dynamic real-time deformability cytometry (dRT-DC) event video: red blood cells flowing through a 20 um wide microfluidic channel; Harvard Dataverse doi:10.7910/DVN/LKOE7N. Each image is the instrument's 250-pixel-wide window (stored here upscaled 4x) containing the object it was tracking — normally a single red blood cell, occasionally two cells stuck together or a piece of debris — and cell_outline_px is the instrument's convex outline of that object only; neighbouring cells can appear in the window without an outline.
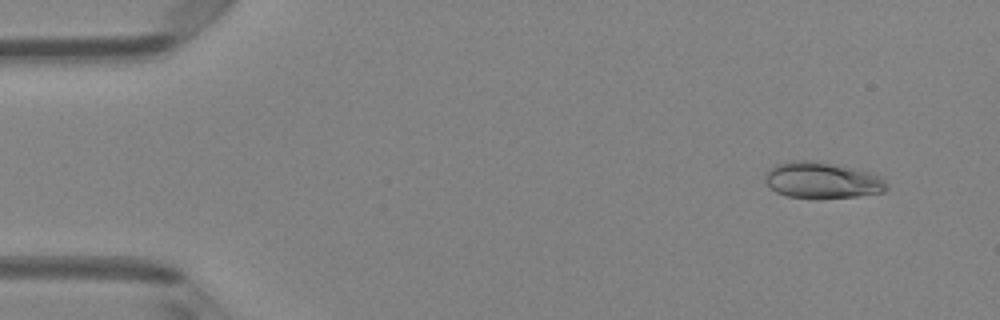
{"species": "Egyptian fruit bat (a non-hibernating species)", "species_latin": "Rousettus aegyptiacus", "temperature_condition": "room temperature", "stored_images_in_passage": 3, "camera_frame_rate_fps": 3000, "um_per_image_px": 0.085, "animal": {"sex": "female"}, "frame": {"image": 1, "passage_image": 1, "time_ms": 0.0, "image_size_px": [1000, 320], "cell_outline_px": [[888, 188], [884, 192], [856, 196], [816, 200], [788, 196], [776, 192], [764, 180], [768, 172], [776, 164], [792, 160], [816, 160], [856, 168], [872, 172], [880, 176], [888, 184]], "centroid_in_image_um": [69.93, 15.33], "position_along_channel_um": 15.1, "area_um2": 26.18}}